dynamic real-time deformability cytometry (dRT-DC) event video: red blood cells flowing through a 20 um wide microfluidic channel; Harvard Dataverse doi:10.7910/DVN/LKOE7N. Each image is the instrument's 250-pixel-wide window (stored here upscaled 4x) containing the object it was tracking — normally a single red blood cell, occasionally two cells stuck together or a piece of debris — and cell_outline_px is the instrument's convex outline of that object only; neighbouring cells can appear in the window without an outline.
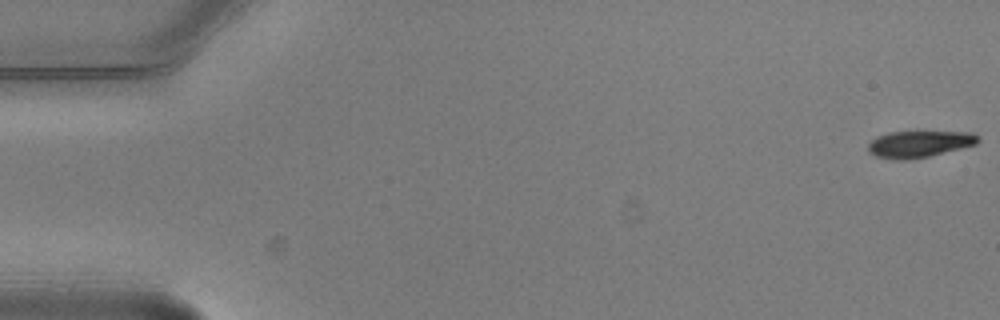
{"species": "common noctule bat (a hibernating species)", "species_latin": "Nyctalus noctula", "temperature_condition": "warm", "stored_images_in_passage": 9, "camera_frame_rate_fps": 3000, "um_per_image_px": 0.085, "animal": {"sex": "male", "body_mass_g": 20.5, "forearm_length_mm": 52.5}, "frame": {"image": 1, "passage_image": 1, "time_ms": 0.0, "image_size_px": [1000, 320], "cell_outline_px": [[980, 140], [976, 144], [928, 156], [908, 160], [896, 160], [876, 156], [868, 152], [868, 144], [876, 136], [892, 132], [916, 128], [972, 132], [980, 136]], "centroid_in_image_um": [78.16, 12.17], "position_along_channel_um": 6.8, "area_um2": 18.09}}
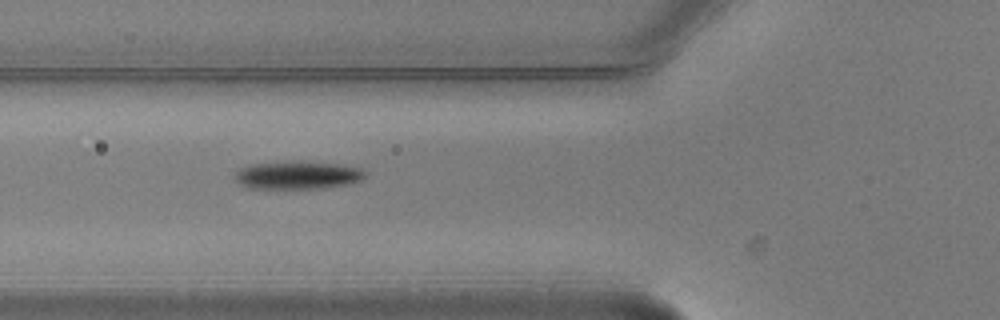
{"frame": {"image": 2, "passage_image": 6, "time_ms": 1.667, "image_size_px": [1000, 320], "cell_outline_px": [[368, 172], [360, 180], [344, 184], [324, 188], [248, 188], [240, 184], [236, 180], [236, 172], [240, 168], [252, 164], [336, 164], [360, 168]], "centroid_in_image_um": [25.29, 14.93], "position_along_channel_um": 100.5, "area_um2": 19.88}}
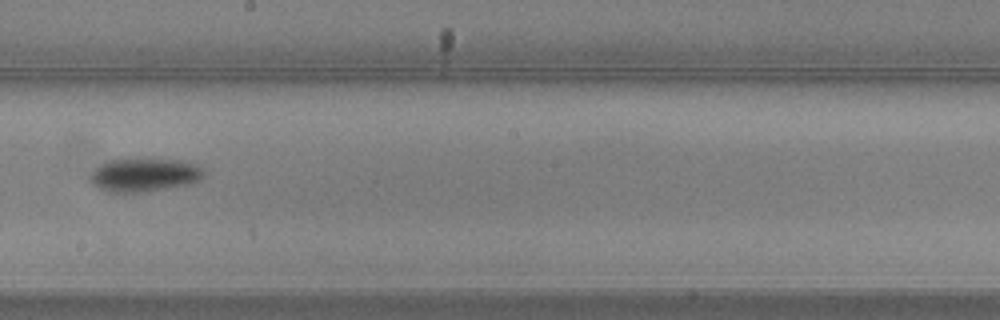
{"frame": {"image": 3, "passage_image": 9, "time_ms": 2.667, "image_size_px": [1000, 320], "cell_outline_px": [[208, 172], [200, 180], [192, 184], [144, 192], [104, 192], [92, 184], [88, 180], [88, 176], [96, 168], [108, 160], [152, 156], [188, 160], [200, 164]], "centroid_in_image_um": [12.36, 14.81], "position_along_channel_um": 235.8, "area_um2": 23.7}}